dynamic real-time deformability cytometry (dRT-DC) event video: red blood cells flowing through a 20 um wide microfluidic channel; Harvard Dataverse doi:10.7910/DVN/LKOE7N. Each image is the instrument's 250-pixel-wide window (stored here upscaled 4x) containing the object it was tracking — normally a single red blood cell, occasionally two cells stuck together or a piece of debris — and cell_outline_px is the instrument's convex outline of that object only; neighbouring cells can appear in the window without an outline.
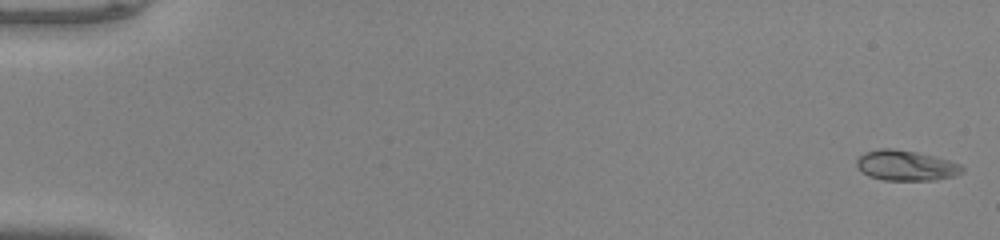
{"species": "common noctule bat (a hibernating species)", "species_latin": "Nyctalus noctula", "temperature_condition": "warm", "stored_images_in_passage": 51, "camera_frame_rate_fps": 3000, "um_per_image_px": 0.085, "animal": {"sex": "male", "body_mass_g": 20.0, "forearm_length_mm": 53.3}, "frame": {"image": 1, "passage_image": 1, "time_ms": 0.0, "image_size_px": [1000, 240], "cell_outline_px": [[964, 172], [956, 176], [936, 180], [884, 180], [868, 176], [860, 172], [856, 164], [856, 160], [864, 152], [880, 148], [892, 148], [916, 152], [948, 160], [960, 164], [964, 168]], "centroid_in_image_um": [76.99, 14.08], "position_along_channel_um": 8.0, "area_um2": 18.79}}
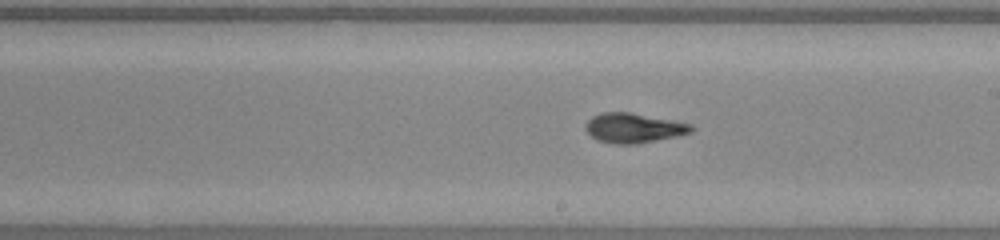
{"frame": {"image": 2, "passage_image": 30, "time_ms": 9.667, "image_size_px": [1000, 240], "cell_outline_px": [[696, 128], [692, 132], [676, 136], [636, 144], [616, 144], [596, 140], [584, 128], [584, 124], [592, 116], [600, 112], [632, 112], [692, 124]], "centroid_in_image_um": [53.85, 10.87], "position_along_channel_um": 235.2, "area_um2": 18.44}}
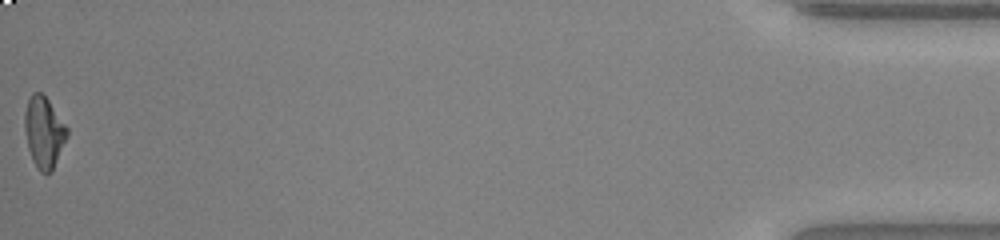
{"frame": {"image": 3, "passage_image": 51, "time_ms": 16.667, "image_size_px": [1000, 240], "cell_outline_px": [[68, 136], [52, 172], [40, 172], [36, 168], [32, 160], [28, 148], [24, 128], [24, 112], [28, 100], [32, 92], [40, 92], [48, 100], [68, 128]], "centroid_in_image_um": [3.73, 11.25], "position_along_channel_um": 431.5, "area_um2": 17.63}, "authors_computed_cell_mechanics": {"area_um2": 17.629, "velocity_mm_per_s": 4.1234, "shape_relaxation_time_tau1_ms": 4.6644, "shape_relaxation_time_tau2_ms": 1.3507, "deformation_change_tau1": 0.2052, "deformation_change_tau2": 0.0629}}